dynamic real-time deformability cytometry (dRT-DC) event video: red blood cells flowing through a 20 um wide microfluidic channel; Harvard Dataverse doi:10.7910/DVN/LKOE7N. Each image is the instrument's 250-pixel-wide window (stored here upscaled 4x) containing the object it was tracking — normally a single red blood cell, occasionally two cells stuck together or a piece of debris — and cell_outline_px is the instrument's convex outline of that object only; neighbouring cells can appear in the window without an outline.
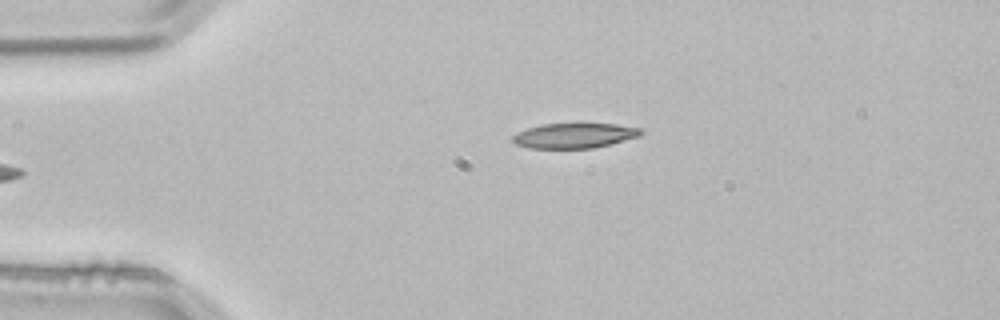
{"species": "common noctule bat (a hibernating species)", "species_latin": "Nyctalus noctula", "temperature_condition": "room temperature", "stored_images_in_passage": 3, "camera_frame_rate_fps": 3000, "um_per_image_px": 0.085, "animal": {"sex": "male", "body_mass_g": 21.5, "forearm_length_mm": 52.0}, "frame": {"image": 1, "passage_image": 3, "time_ms": 0.667, "image_size_px": [1000, 320], "cell_outline_px": [[644, 132], [640, 136], [596, 148], [528, 148], [516, 144], [512, 140], [512, 136], [528, 128], [544, 124], [616, 124], [640, 128]], "centroid_in_image_um": [48.86, 11.53], "position_along_channel_um": 36.1, "area_um2": 18.55}}